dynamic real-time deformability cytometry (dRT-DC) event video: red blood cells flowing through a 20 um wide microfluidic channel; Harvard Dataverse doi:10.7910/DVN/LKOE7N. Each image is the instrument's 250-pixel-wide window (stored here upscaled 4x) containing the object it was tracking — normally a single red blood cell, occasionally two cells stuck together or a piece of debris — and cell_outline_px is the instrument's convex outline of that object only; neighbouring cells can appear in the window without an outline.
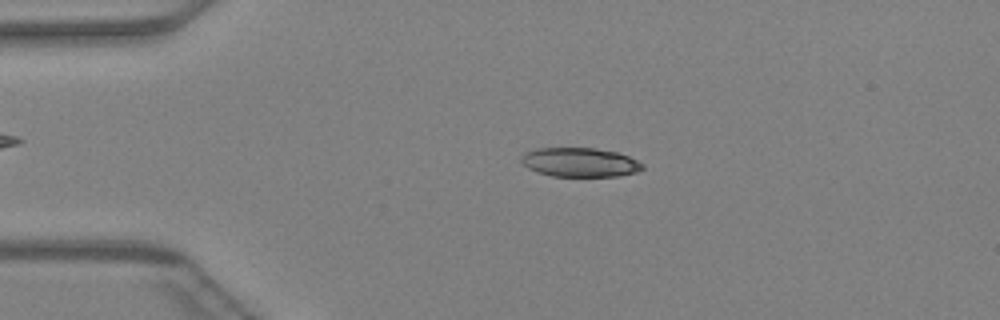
{"species": "Egyptian fruit bat (a non-hibernating species)", "species_latin": "Rousettus aegyptiacus", "temperature_condition": "warm", "stored_images_in_passage": 39, "camera_frame_rate_fps": 3000, "um_per_image_px": 0.085, "animal": {"sex": "female"}, "frame": {"image": 1, "passage_image": 3, "time_ms": 0.667, "image_size_px": [1000, 320], "cell_outline_px": [[644, 168], [636, 172], [620, 176], [552, 176], [536, 172], [528, 168], [520, 160], [520, 156], [524, 152], [536, 148], [596, 148], [616, 152], [628, 156], [644, 164]], "centroid_in_image_um": [49.27, 13.79], "position_along_channel_um": 35.7, "area_um2": 20.69}}
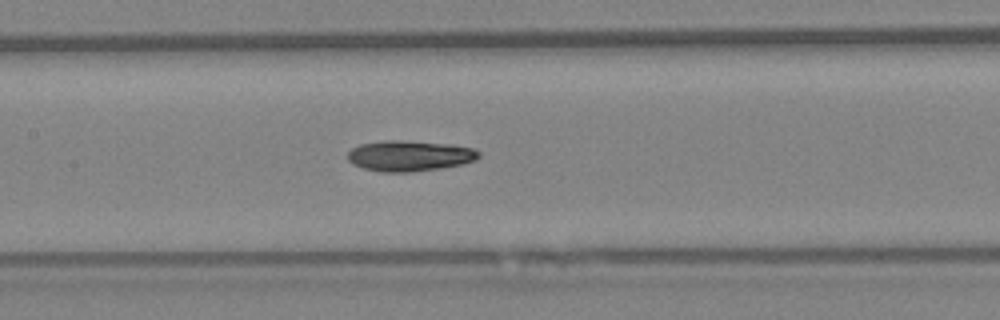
{"frame": {"image": 2, "passage_image": 15, "time_ms": 4.667, "image_size_px": [1000, 320], "cell_outline_px": [[480, 156], [476, 160], [460, 164], [440, 168], [408, 172], [380, 172], [364, 168], [352, 164], [348, 160], [348, 152], [352, 148], [360, 144], [388, 140], [396, 140], [452, 144], [472, 148], [480, 152]], "centroid_in_image_um": [34.8, 13.24], "position_along_channel_um": 172.6, "area_um2": 23.29}}
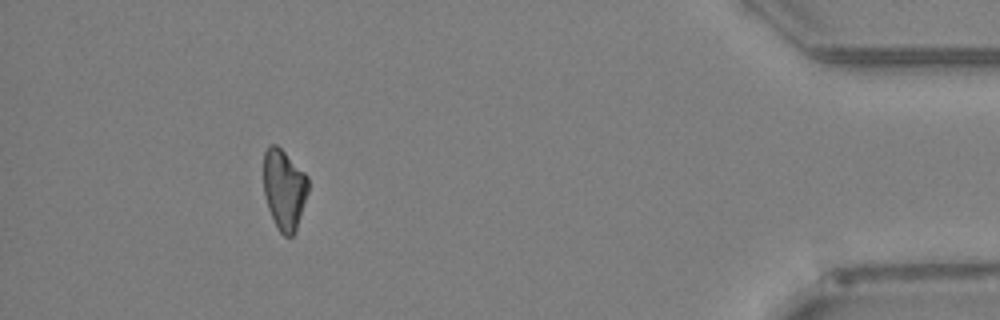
{"frame": {"image": 3, "passage_image": 35, "time_ms": 11.333, "image_size_px": [1000, 320], "cell_outline_px": [[308, 192], [296, 232], [292, 236], [284, 236], [280, 232], [268, 208], [264, 196], [264, 152], [268, 144], [276, 144], [308, 176]], "centroid_in_image_um": [24.16, 16.1], "position_along_channel_um": 411.0, "area_um2": 20.87}}